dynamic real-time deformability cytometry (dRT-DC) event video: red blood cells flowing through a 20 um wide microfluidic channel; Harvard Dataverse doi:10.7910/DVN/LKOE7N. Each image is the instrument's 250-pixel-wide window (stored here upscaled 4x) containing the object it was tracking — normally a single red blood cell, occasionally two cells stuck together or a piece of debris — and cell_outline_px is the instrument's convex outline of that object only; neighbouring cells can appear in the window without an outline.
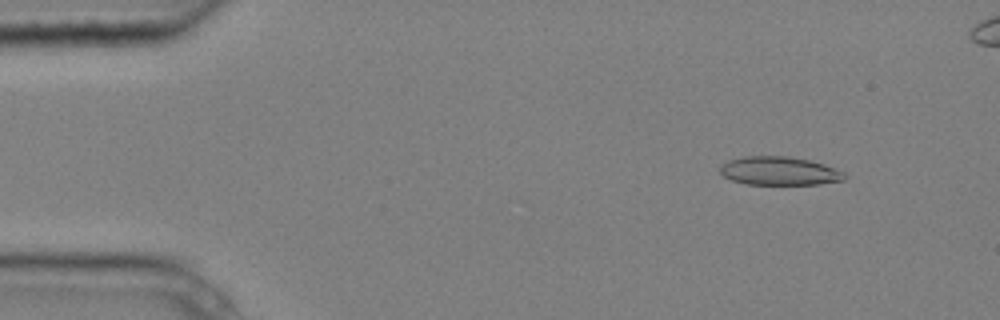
{"species": "common noctule bat (a hibernating species)", "species_latin": "Nyctalus noctula", "temperature_condition": "cold", "stored_images_in_passage": 5, "camera_frame_rate_fps": 3000, "um_per_image_px": 0.085, "animal": {"sex": "male", "body_mass_g": 20.4}, "frame": {"image": 1, "passage_image": 1, "time_ms": 0.0, "image_size_px": [1000, 320], "cell_outline_px": [[848, 176], [844, 180], [820, 184], [748, 184], [732, 180], [724, 176], [720, 172], [720, 164], [728, 160], [744, 156], [788, 156], [812, 160], [824, 164], [844, 172]], "centroid_in_image_um": [66.26, 14.52], "position_along_channel_um": 18.7, "area_um2": 20.81}}
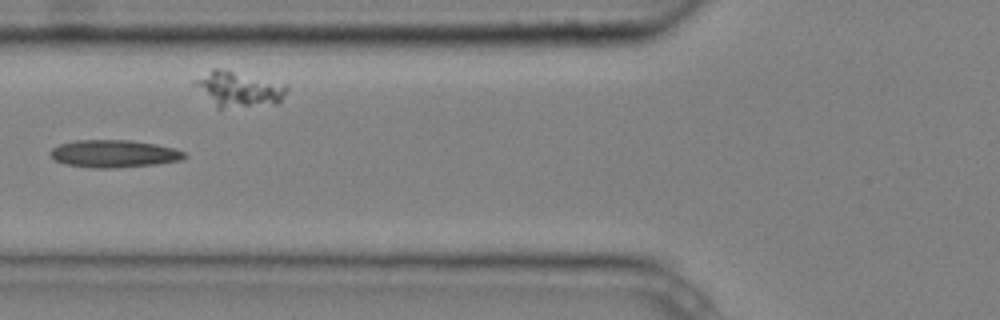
{"frame": {"image": 2, "passage_image": 5, "time_ms": 1.333, "image_size_px": [1000, 320], "cell_outline_px": [[188, 156], [184, 160], [156, 164], [116, 168], [96, 168], [64, 164], [56, 160], [48, 152], [52, 148], [60, 144], [76, 140], [132, 140], [156, 144], [176, 148], [184, 152]], "centroid_in_image_um": [9.73, 13.06], "position_along_channel_um": 116.1, "area_um2": 21.68}}